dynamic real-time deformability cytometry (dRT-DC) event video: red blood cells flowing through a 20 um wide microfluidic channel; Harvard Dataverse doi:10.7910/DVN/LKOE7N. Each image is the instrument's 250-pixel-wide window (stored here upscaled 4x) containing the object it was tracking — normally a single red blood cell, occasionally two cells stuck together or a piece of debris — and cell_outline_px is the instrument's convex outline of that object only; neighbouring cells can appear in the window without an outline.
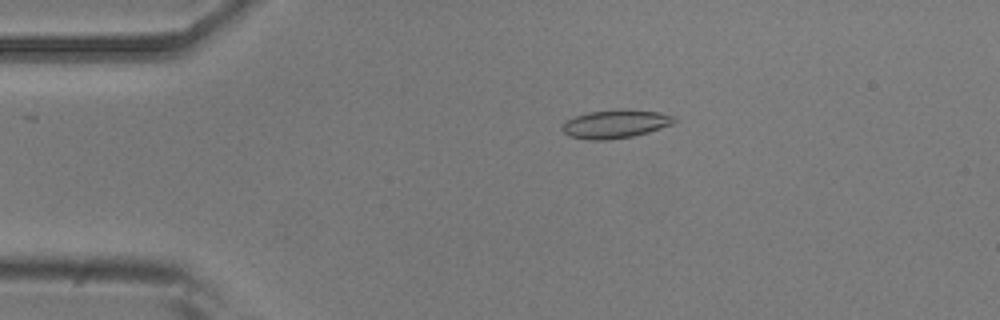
{"species": "common noctule bat (a hibernating species)", "species_latin": "Nyctalus noctula", "temperature_condition": "room temperature", "stored_images_in_passage": 53, "camera_frame_rate_fps": 3000, "um_per_image_px": 0.085, "animal": {"sex": "male", "body_mass_g": 20.5, "forearm_length_mm": 52.5}, "frame": {"image": 1, "passage_image": 11, "time_ms": 3.333, "image_size_px": [1000, 320], "cell_outline_px": [[680, 120], [672, 124], [648, 132], [632, 136], [604, 140], [588, 140], [568, 136], [564, 132], [564, 124], [568, 120], [576, 116], [588, 112], [660, 112], [676, 116]], "centroid_in_image_um": [52.35, 10.58], "position_along_channel_um": 32.7, "area_um2": 17.57}}
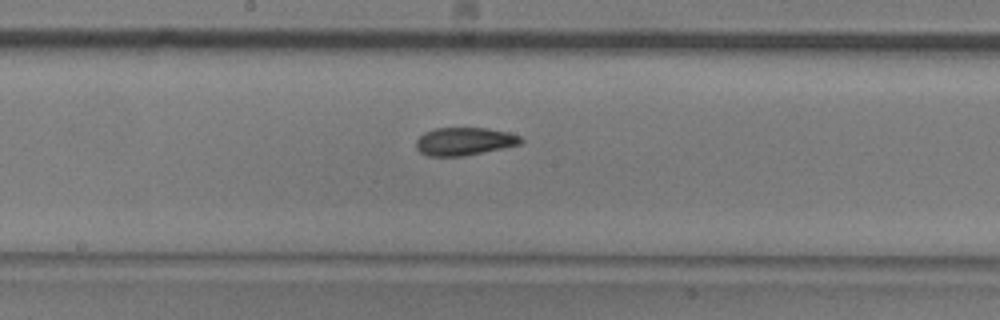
{"frame": {"image": 2, "passage_image": 28, "time_ms": 9.0, "image_size_px": [1000, 320], "cell_outline_px": [[524, 140], [520, 144], [504, 148], [464, 156], [428, 156], [420, 152], [416, 148], [416, 140], [424, 132], [436, 128], [488, 128], [508, 132], [520, 136]], "centroid_in_image_um": [39.47, 12.02], "position_along_channel_um": 208.7, "area_um2": 17.11}}
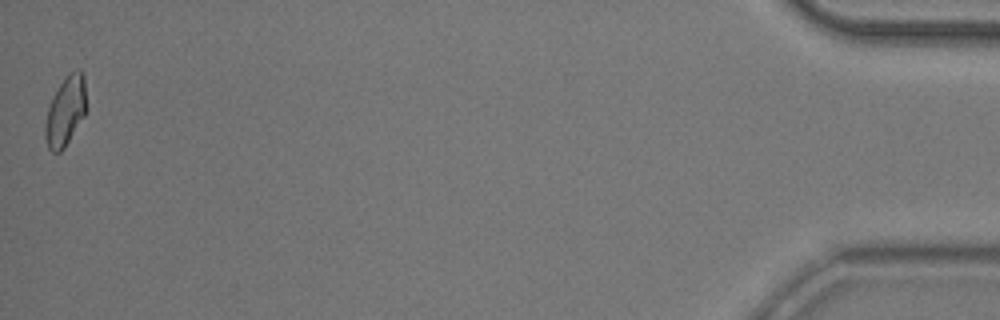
{"frame": {"image": 3, "passage_image": 53, "time_ms": 17.333, "image_size_px": [1000, 320], "cell_outline_px": [[84, 116], [64, 148], [60, 152], [52, 152], [48, 148], [44, 136], [44, 124], [48, 108], [64, 76], [80, 68], [84, 72]], "centroid_in_image_um": [5.54, 9.46], "position_along_channel_um": 429.7, "area_um2": 16.3}, "authors_computed_cell_mechanics": {"area_um2": 17.2822, "velocity_mm_per_s": 3.8223, "shape_relaxation_time_tau1_ms": 9.5449, "shape_relaxation_time_tau2_ms": 2.7294, "deformation_change_tau1": 0.1998, "deformation_change_tau2": 0.0808}}